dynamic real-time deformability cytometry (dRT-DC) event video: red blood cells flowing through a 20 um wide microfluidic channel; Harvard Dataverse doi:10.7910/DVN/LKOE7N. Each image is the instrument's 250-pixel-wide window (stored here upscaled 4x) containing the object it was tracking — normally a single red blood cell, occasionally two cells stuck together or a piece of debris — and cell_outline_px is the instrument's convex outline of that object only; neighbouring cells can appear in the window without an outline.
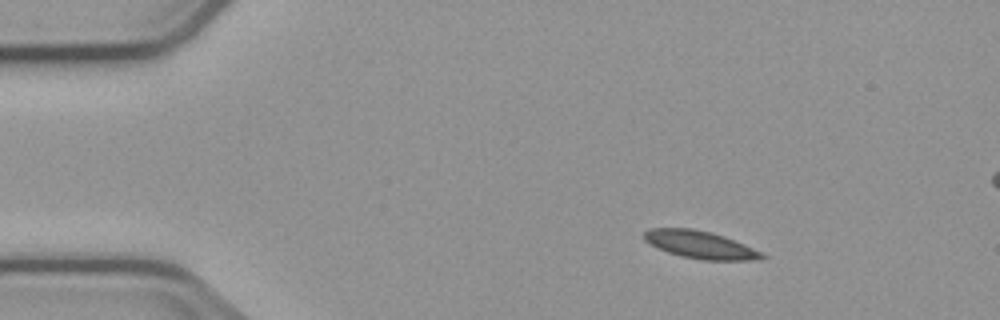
{"species": "common noctule bat (a hibernating species)", "species_latin": "Nyctalus noctula", "temperature_condition": "cold", "stored_images_in_passage": 5, "camera_frame_rate_fps": 3000, "um_per_image_px": 0.085, "animal": {"sex": "male", "body_mass_g": 23.1, "forearm_length_mm": 52.7}, "frame": {"image": 1, "passage_image": 2, "time_ms": 2.333, "image_size_px": [1000, 320], "cell_outline_px": [[768, 256], [752, 260], [700, 260], [680, 256], [656, 248], [644, 240], [644, 232], [648, 228], [692, 228], [712, 232], [724, 236], [744, 244]], "centroid_in_image_um": [59.46, 20.79], "position_along_channel_um": 25.5, "area_um2": 18.96}}